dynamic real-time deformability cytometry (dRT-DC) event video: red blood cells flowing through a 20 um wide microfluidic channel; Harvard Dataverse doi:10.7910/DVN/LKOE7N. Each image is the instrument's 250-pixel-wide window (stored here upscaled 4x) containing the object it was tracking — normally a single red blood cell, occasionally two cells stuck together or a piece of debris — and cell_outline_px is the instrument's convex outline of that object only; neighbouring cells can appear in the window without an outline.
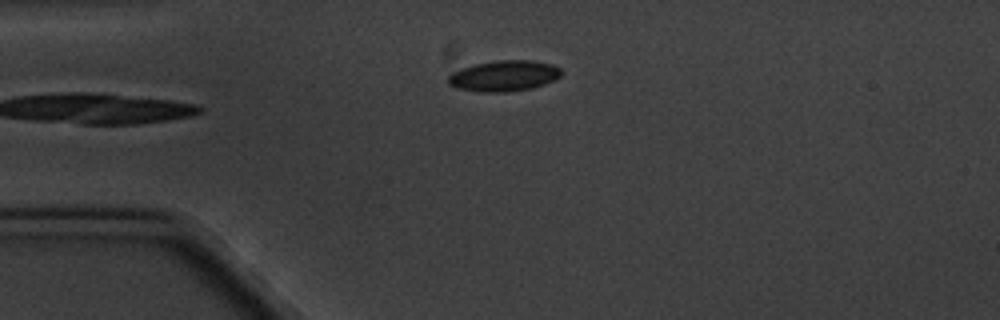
{"species": "common noctule bat (a hibernating species)", "species_latin": "Nyctalus noctula", "temperature_condition": "cold", "stored_images_in_passage": 5, "camera_frame_rate_fps": 3000, "um_per_image_px": 0.085, "animal": {"sex": "male", "body_mass_g": 20.1, "forearm_length_mm": 53.5}, "frame": {"image": 1, "passage_image": 5, "time_ms": 5.0, "image_size_px": [1000, 320], "cell_outline_px": [[560, 76], [544, 84], [532, 88], [504, 92], [480, 92], [456, 88], [448, 84], [448, 76], [452, 72], [472, 64], [496, 60], [532, 60], [552, 64], [560, 68]], "centroid_in_image_um": [42.79, 6.44], "position_along_channel_um": 42.2, "area_um2": 20.35}}